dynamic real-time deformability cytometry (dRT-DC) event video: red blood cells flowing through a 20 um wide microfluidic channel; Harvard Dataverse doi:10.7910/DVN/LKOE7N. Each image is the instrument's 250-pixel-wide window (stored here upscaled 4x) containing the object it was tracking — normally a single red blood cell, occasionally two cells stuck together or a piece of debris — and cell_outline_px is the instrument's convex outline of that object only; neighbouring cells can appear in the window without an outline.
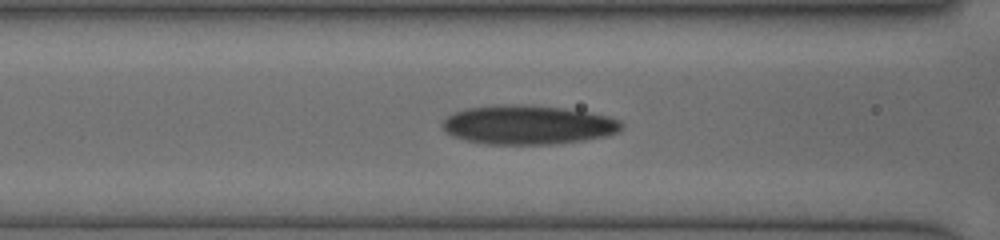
{"species": "human", "species_latin": "Homo sapiens", "temperature_condition": "cold", "stored_images_in_passage": 9, "camera_frame_rate_fps": 3000, "um_per_image_px": 0.085, "donor": {"sex": "female"}, "frame": {"image": 1, "passage_image": 8, "time_ms": 4.667, "image_size_px": [1000, 240], "cell_outline_px": [[624, 124], [620, 132], [604, 136], [584, 140], [552, 144], [484, 144], [452, 136], [444, 132], [444, 120], [448, 116], [456, 112], [468, 108], [504, 104], [512, 104], [564, 108], [588, 112], [608, 116], [620, 120]], "centroid_in_image_um": [44.91, 10.62], "position_along_channel_um": 121.7, "area_um2": 40.58}}